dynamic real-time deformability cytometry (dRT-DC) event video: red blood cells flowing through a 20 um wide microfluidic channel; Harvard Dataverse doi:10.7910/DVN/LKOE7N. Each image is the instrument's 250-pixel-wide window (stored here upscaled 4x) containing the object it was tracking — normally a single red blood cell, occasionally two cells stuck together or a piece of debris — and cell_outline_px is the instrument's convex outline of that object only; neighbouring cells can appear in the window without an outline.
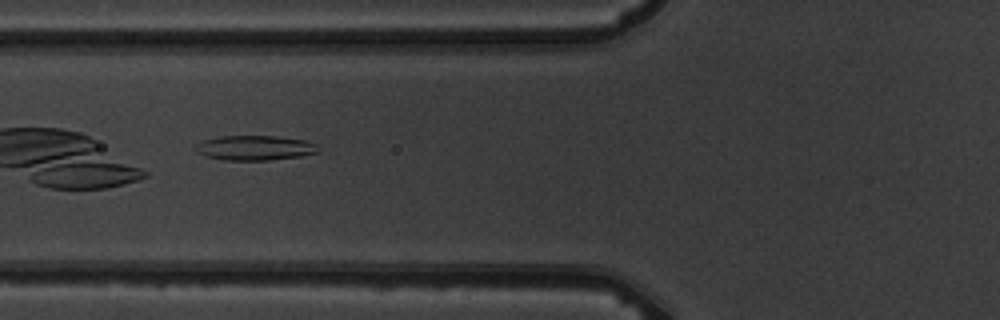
{"species": "common noctule bat (a hibernating species)", "species_latin": "Nyctalus noctula", "temperature_condition": "warm", "stored_images_in_passage": 7, "camera_frame_rate_fps": 3000, "um_per_image_px": 0.085, "animal": {"sex": "male", "body_mass_g": 19.5, "forearm_length_mm": 54.6}, "frame": {"image": 1, "passage_image": 5, "time_ms": 5.667, "image_size_px": [1000, 320], "cell_outline_px": [[320, 152], [300, 156], [268, 160], [224, 160], [208, 156], [196, 152], [192, 148], [196, 144], [204, 140], [220, 136], [276, 136], [304, 140], [316, 144]], "centroid_in_image_um": [21.64, 12.56], "position_along_channel_um": 104.2, "area_um2": 17.69}}